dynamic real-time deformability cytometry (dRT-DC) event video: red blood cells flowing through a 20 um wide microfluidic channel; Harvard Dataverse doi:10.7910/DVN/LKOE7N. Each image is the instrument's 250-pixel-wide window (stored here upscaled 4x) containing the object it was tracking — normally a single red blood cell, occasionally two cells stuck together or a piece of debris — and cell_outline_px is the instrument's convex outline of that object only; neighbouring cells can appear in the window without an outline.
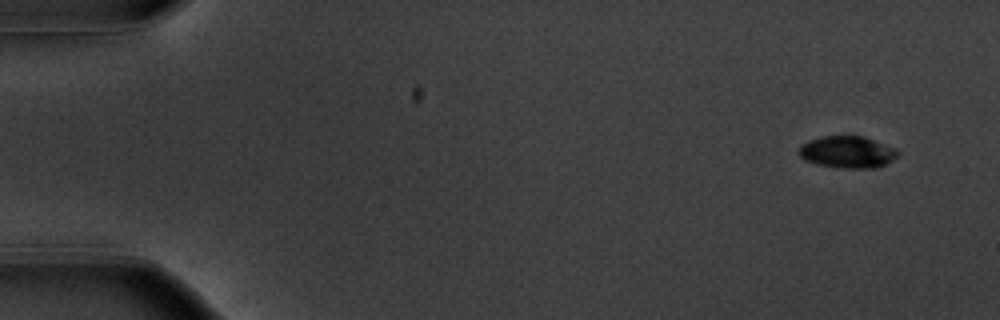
{"species": "common noctule bat (a hibernating species)", "species_latin": "Nyctalus noctula", "temperature_condition": "warm", "stored_images_in_passage": 50, "camera_frame_rate_fps": 3000, "um_per_image_px": 0.085, "animal": {"sex": "male", "body_mass_g": 20.1, "forearm_length_mm": 53.5}, "frame": {"image": 1, "passage_image": 1, "time_ms": 0.0, "image_size_px": [1000, 320], "cell_outline_px": [[900, 152], [892, 160], [876, 168], [840, 168], [816, 164], [804, 160], [800, 156], [800, 148], [808, 140], [824, 136], [864, 136], [896, 148]], "centroid_in_image_um": [72.05, 12.93], "position_along_channel_um": 13.0, "area_um2": 18.32}}
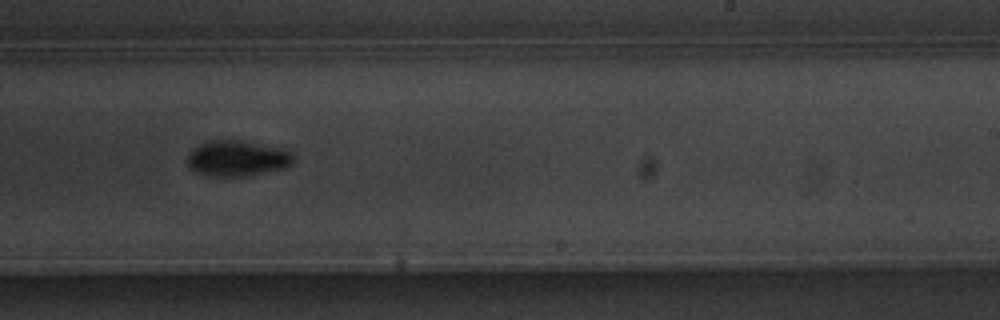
{"frame": {"image": 2, "passage_image": 32, "time_ms": 10.333, "image_size_px": [1000, 320], "cell_outline_px": [[292, 164], [284, 168], [244, 176], [212, 176], [196, 172], [188, 164], [188, 156], [192, 148], [208, 140], [240, 140], [276, 148], [292, 152]], "centroid_in_image_um": [20.12, 13.46], "position_along_channel_um": 268.9, "area_um2": 21.62}}
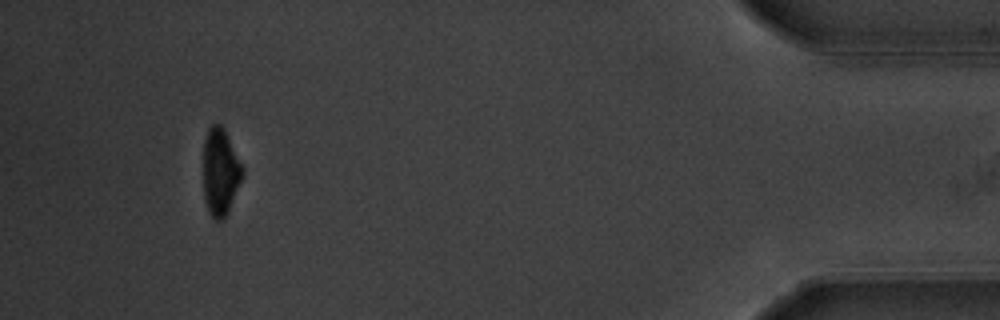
{"frame": {"image": 3, "passage_image": 49, "time_ms": 16.0, "image_size_px": [1000, 320], "cell_outline_px": [[244, 176], [228, 212], [220, 220], [216, 220], [208, 212], [204, 200], [204, 140], [208, 128], [212, 124], [220, 124], [224, 128], [244, 168]], "centroid_in_image_um": [18.74, 14.61], "position_along_channel_um": 416.5, "area_um2": 20.0}}